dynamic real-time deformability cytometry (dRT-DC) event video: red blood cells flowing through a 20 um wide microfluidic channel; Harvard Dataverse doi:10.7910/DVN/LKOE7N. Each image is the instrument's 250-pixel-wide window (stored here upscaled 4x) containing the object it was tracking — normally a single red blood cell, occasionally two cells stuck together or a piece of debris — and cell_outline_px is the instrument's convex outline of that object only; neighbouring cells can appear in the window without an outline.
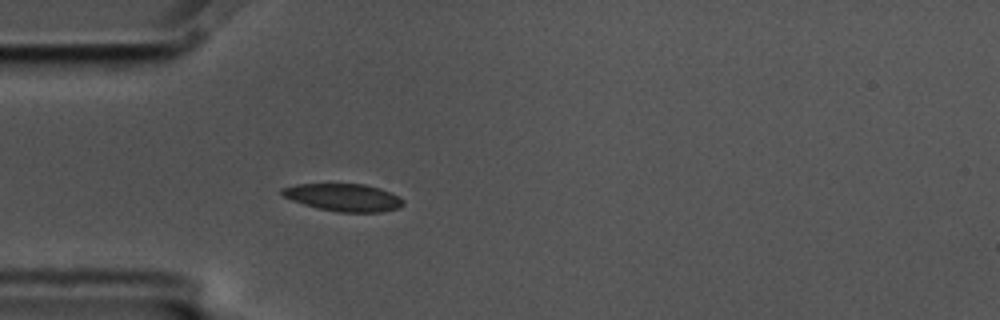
{"species": "common noctule bat (a hibernating species)", "species_latin": "Nyctalus noctula", "temperature_condition": "cold", "stored_images_in_passage": 38, "camera_frame_rate_fps": 3000, "um_per_image_px": 0.085, "animal": {"sex": "male", "body_mass_g": 17.5, "forearm_length_mm": 52.3}, "frame": {"image": 1, "passage_image": 6, "time_ms": 1.667, "image_size_px": [1000, 320], "cell_outline_px": [[404, 204], [400, 208], [380, 212], [336, 212], [304, 204], [292, 200], [284, 196], [280, 192], [280, 188], [296, 184], [364, 184], [380, 188], [400, 196], [404, 200]], "centroid_in_image_um": [29.23, 16.78], "position_along_channel_um": 55.8, "area_um2": 19.48}}
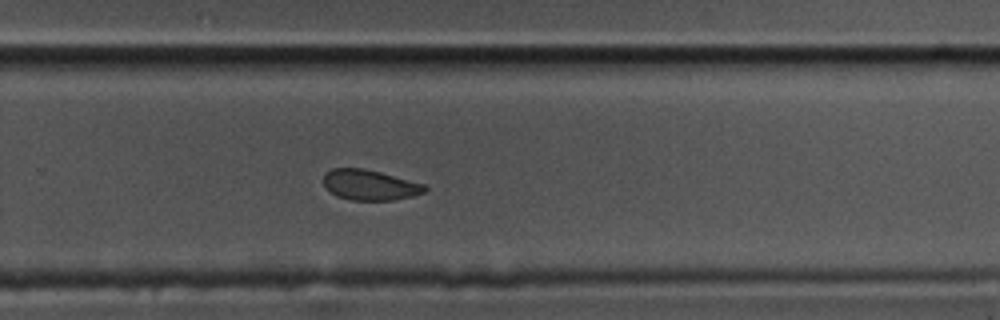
{"frame": {"image": 2, "passage_image": 27, "time_ms": 8.667, "image_size_px": [1000, 320], "cell_outline_px": [[428, 188], [424, 192], [412, 196], [392, 200], [352, 200], [336, 196], [324, 184], [324, 176], [332, 168], [364, 168], [380, 172], [424, 184]], "centroid_in_image_um": [31.44, 15.72], "position_along_channel_um": 298.4, "area_um2": 17.69}, "authors_computed_cell_mechanics": {"area_um2": 19.4497, "velocity_mm_per_s": 3.542, "shape_relaxation_time_tau1_ms": 3.4336, "shape_relaxation_time_tau2_ms": 2.5628, "deformation_change_tau1": 0.085, "deformation_change_tau2": 0.0686}}